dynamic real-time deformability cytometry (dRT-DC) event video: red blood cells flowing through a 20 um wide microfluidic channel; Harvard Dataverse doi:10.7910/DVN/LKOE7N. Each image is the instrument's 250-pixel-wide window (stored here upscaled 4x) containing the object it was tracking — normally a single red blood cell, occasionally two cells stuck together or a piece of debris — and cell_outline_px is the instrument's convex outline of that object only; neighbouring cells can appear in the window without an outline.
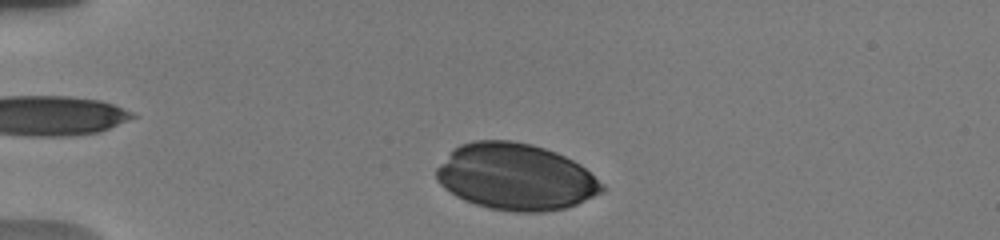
{"species": "human", "species_latin": "Homo sapiens", "temperature_condition": "warm", "stored_images_in_passage": 9, "camera_frame_rate_fps": 3000, "um_per_image_px": 0.085, "donor": {"sex": "male"}, "frame": {"image": 1, "passage_image": 3, "time_ms": 0.667, "image_size_px": [1000, 240], "cell_outline_px": [[604, 192], [576, 204], [564, 208], [544, 212], [516, 212], [488, 208], [464, 200], [456, 196], [444, 188], [440, 184], [436, 176], [436, 168], [460, 144], [476, 140], [512, 140], [532, 144], [556, 152], [580, 164], [604, 184]], "centroid_in_image_um": [43.85, 15.04], "position_along_channel_um": 41.2, "area_um2": 64.04}}